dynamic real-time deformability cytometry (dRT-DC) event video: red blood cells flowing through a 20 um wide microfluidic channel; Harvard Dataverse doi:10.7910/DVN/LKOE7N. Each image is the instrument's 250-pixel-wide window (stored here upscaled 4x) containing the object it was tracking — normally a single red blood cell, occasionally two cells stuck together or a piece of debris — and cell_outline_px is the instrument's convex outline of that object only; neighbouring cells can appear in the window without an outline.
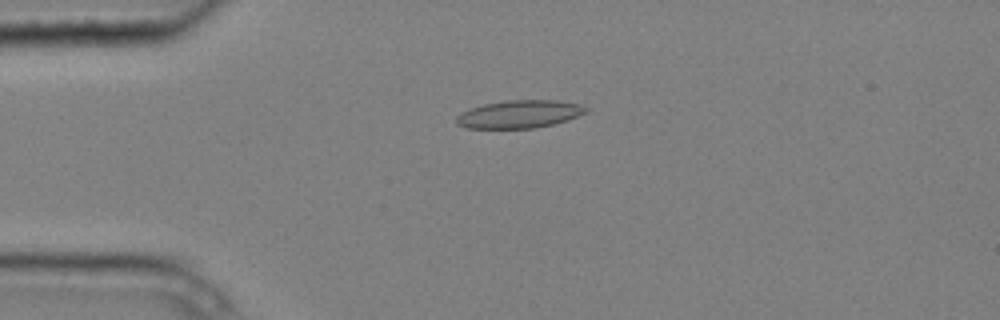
{"species": "common noctule bat (a hibernating species)", "species_latin": "Nyctalus noctula", "temperature_condition": "cold", "stored_images_in_passage": 5, "camera_frame_rate_fps": 3000, "um_per_image_px": 0.085, "animal": {"sex": "male", "body_mass_g": 20.4}, "frame": {"image": 1, "passage_image": 4, "time_ms": 1.0, "image_size_px": [1000, 320], "cell_outline_px": [[588, 112], [568, 120], [536, 128], [468, 128], [456, 124], [456, 116], [460, 112], [484, 104], [508, 100], [556, 100], [580, 104], [588, 108]], "centroid_in_image_um": [44.16, 9.7], "position_along_channel_um": 40.8, "area_um2": 21.04}}